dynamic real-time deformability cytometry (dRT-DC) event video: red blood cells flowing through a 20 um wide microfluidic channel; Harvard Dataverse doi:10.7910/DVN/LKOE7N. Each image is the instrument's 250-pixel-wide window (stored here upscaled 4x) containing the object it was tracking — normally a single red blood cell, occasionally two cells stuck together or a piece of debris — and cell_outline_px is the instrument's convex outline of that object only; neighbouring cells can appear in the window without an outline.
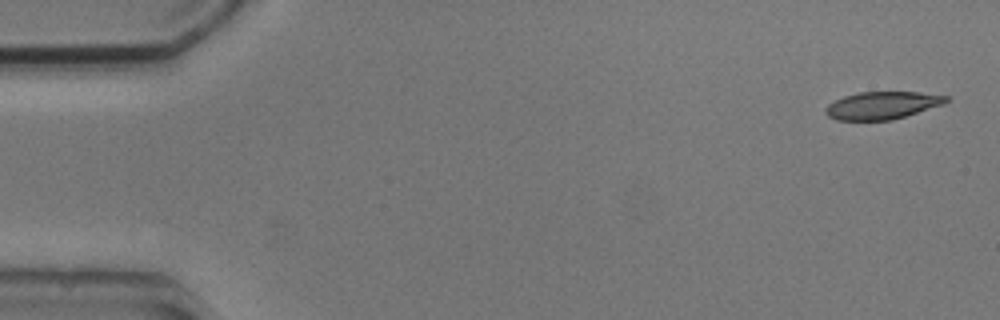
{"species": "common noctule bat (a hibernating species)", "species_latin": "Nyctalus noctula", "temperature_condition": "cold", "stored_images_in_passage": 4, "camera_frame_rate_fps": 3000, "um_per_image_px": 0.085, "animal": {"sex": "male", "body_mass_g": 20.5, "forearm_length_mm": 52.5}, "frame": {"image": 1, "passage_image": 1, "time_ms": 0.0, "image_size_px": [1000, 320], "cell_outline_px": [[948, 100], [944, 104], [892, 120], [836, 120], [828, 116], [824, 112], [824, 108], [828, 104], [844, 96], [860, 92], [920, 92], [948, 96]], "centroid_in_image_um": [74.97, 8.96], "position_along_channel_um": 10.0, "area_um2": 19.31}}